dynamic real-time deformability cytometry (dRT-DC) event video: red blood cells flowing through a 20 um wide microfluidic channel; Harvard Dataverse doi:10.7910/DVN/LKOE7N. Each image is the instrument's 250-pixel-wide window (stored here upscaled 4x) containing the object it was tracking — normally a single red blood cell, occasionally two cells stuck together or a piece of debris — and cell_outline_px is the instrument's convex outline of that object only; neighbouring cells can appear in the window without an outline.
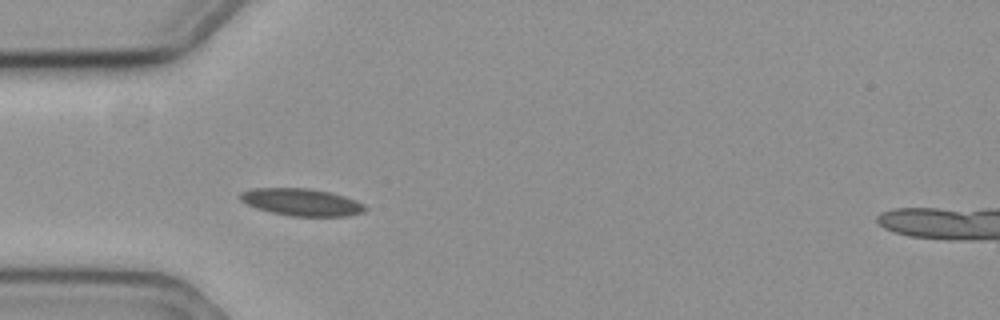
{"species": "common noctule bat (a hibernating species)", "species_latin": "Nyctalus noctula", "temperature_condition": "cold", "stored_images_in_passage": 56, "camera_frame_rate_fps": 3000, "um_per_image_px": 0.085, "animal": {"sex": "female", "body_mass_g": 19.3, "forearm_length_mm": 54.1}, "frame": {"image": 1, "passage_image": 15, "time_ms": 4.667, "image_size_px": [1000, 320], "cell_outline_px": [[368, 208], [364, 212], [348, 216], [288, 216], [256, 208], [240, 200], [240, 192], [252, 188], [308, 188], [332, 192], [356, 200], [364, 204]], "centroid_in_image_um": [25.66, 17.18], "position_along_channel_um": 59.3, "area_um2": 19.94}}
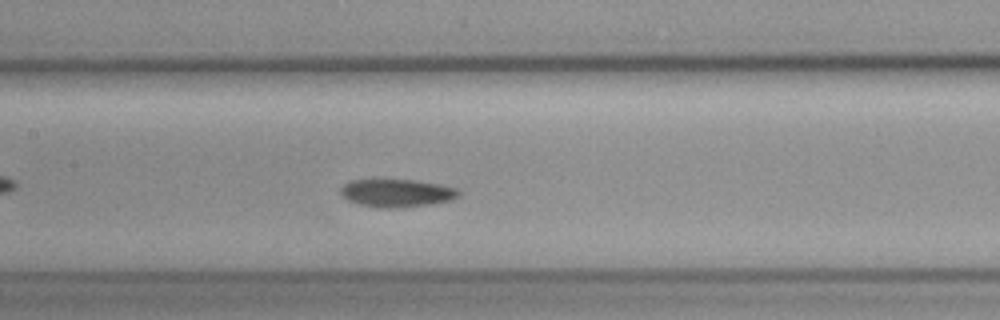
{"frame": {"image": 2, "passage_image": 25, "time_ms": 8.0, "image_size_px": [1000, 320], "cell_outline_px": [[460, 196], [452, 200], [428, 204], [396, 208], [376, 208], [360, 204], [348, 200], [340, 192], [340, 188], [344, 184], [352, 180], [416, 180], [440, 184], [456, 188], [460, 192]], "centroid_in_image_um": [33.74, 16.41], "position_along_channel_um": 173.7, "area_um2": 19.13}}
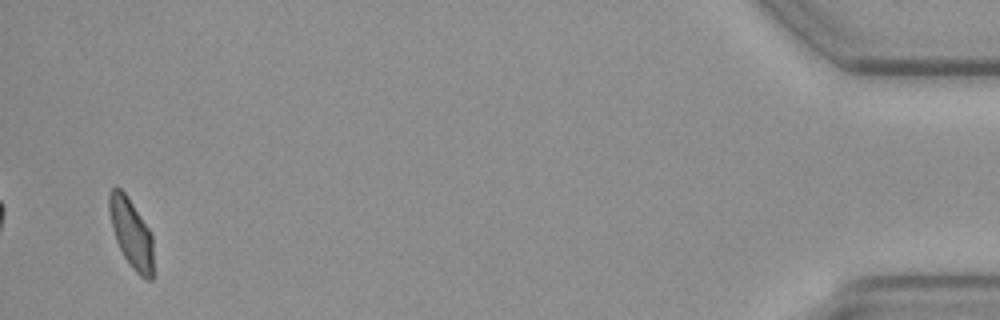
{"frame": {"image": 3, "passage_image": 54, "time_ms": 17.667, "image_size_px": [1000, 320], "cell_outline_px": [[152, 280], [148, 280], [140, 276], [132, 268], [124, 256], [116, 240], [112, 228], [108, 208], [108, 192], [112, 188], [120, 188], [128, 196], [152, 232]], "centroid_in_image_um": [11.14, 19.78], "position_along_channel_um": 424.1, "area_um2": 17.86}}